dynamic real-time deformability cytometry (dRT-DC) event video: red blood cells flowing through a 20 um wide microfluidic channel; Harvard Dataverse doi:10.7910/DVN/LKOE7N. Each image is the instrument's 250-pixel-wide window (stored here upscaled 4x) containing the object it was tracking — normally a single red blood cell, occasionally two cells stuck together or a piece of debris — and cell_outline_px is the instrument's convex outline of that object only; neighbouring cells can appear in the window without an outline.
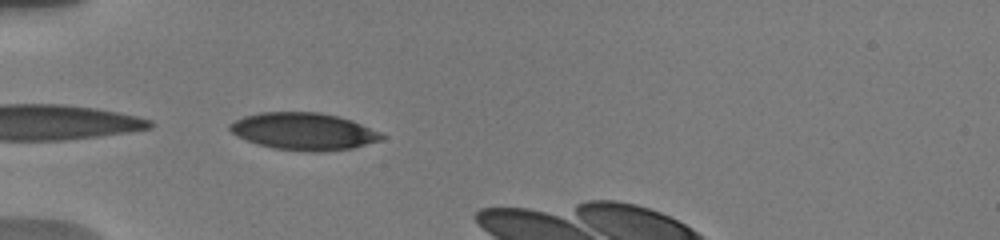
{"species": "human", "species_latin": "Homo sapiens", "temperature_condition": "warm", "stored_images_in_passage": 20, "segment_of_instrument_passage": [1, 2], "camera_frame_rate_fps": 3000, "um_per_image_px": 0.085, "donor": {"sex": "male"}, "frame": {"image": 1, "passage_image": 3, "time_ms": 0.333, "image_size_px": [1000, 240], "cell_outline_px": [[384, 140], [352, 148], [320, 152], [316, 152], [276, 148], [260, 144], [236, 136], [228, 128], [228, 124], [244, 116], [260, 112], [320, 112], [352, 120], [380, 132], [384, 136]], "centroid_in_image_um": [25.83, 11.16], "position_along_channel_um": 59.2, "area_um2": 32.71}}
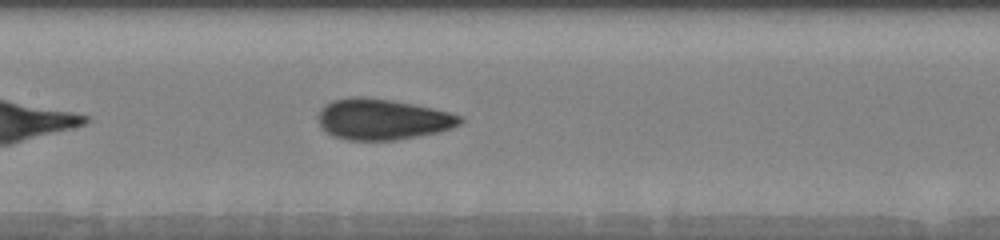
{"frame": {"image": 2, "passage_image": 15, "time_ms": 3.667, "image_size_px": [1000, 240], "cell_outline_px": [[464, 120], [460, 124], [452, 128], [440, 132], [396, 140], [348, 140], [332, 136], [320, 124], [320, 108], [324, 104], [332, 100], [348, 96], [368, 96], [392, 100], [432, 108], [464, 116]], "centroid_in_image_um": [32.53, 10.13], "position_along_channel_um": 174.9, "area_um2": 33.99}}
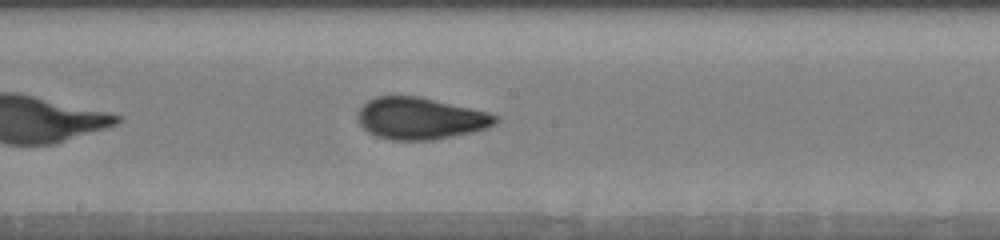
{"frame": {"image": 3, "passage_image": 19, "time_ms": 4.667, "image_size_px": [1000, 240], "cell_outline_px": [[500, 120], [496, 124], [472, 132], [432, 140], [392, 140], [376, 136], [368, 132], [360, 124], [356, 116], [360, 108], [368, 100], [376, 96], [420, 96], [500, 116]], "centroid_in_image_um": [35.7, 10.07], "position_along_channel_um": 212.5, "area_um2": 33.35}}